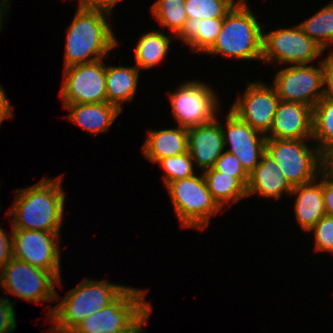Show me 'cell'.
Instances as JSON below:
<instances>
[{
  "label": "cell",
  "mask_w": 333,
  "mask_h": 333,
  "mask_svg": "<svg viewBox=\"0 0 333 333\" xmlns=\"http://www.w3.org/2000/svg\"><path fill=\"white\" fill-rule=\"evenodd\" d=\"M169 197L180 221V225L205 229L213 215L222 208L213 199L203 173L186 179L172 181L166 185Z\"/></svg>",
  "instance_id": "8992f818"
},
{
  "label": "cell",
  "mask_w": 333,
  "mask_h": 333,
  "mask_svg": "<svg viewBox=\"0 0 333 333\" xmlns=\"http://www.w3.org/2000/svg\"><path fill=\"white\" fill-rule=\"evenodd\" d=\"M6 96L4 88L0 86V125L5 119L13 117V108Z\"/></svg>",
  "instance_id": "74e56055"
},
{
  "label": "cell",
  "mask_w": 333,
  "mask_h": 333,
  "mask_svg": "<svg viewBox=\"0 0 333 333\" xmlns=\"http://www.w3.org/2000/svg\"><path fill=\"white\" fill-rule=\"evenodd\" d=\"M5 297L0 299V333H12L16 329L14 303Z\"/></svg>",
  "instance_id": "d6a6232c"
},
{
  "label": "cell",
  "mask_w": 333,
  "mask_h": 333,
  "mask_svg": "<svg viewBox=\"0 0 333 333\" xmlns=\"http://www.w3.org/2000/svg\"><path fill=\"white\" fill-rule=\"evenodd\" d=\"M308 139H266V153L279 165L292 188L316 180L324 171L323 155ZM315 147V148H314Z\"/></svg>",
  "instance_id": "52a82bcc"
},
{
  "label": "cell",
  "mask_w": 333,
  "mask_h": 333,
  "mask_svg": "<svg viewBox=\"0 0 333 333\" xmlns=\"http://www.w3.org/2000/svg\"><path fill=\"white\" fill-rule=\"evenodd\" d=\"M127 287L107 280L84 279L69 290L61 302L49 309L47 318L55 325L47 331L70 333L85 318L113 302Z\"/></svg>",
  "instance_id": "3957f363"
},
{
  "label": "cell",
  "mask_w": 333,
  "mask_h": 333,
  "mask_svg": "<svg viewBox=\"0 0 333 333\" xmlns=\"http://www.w3.org/2000/svg\"><path fill=\"white\" fill-rule=\"evenodd\" d=\"M226 117V128L221 125L224 147L230 145L226 151L236 155L249 174L261 162L262 155L266 152L267 138L233 112L229 111Z\"/></svg>",
  "instance_id": "9a60e30c"
},
{
  "label": "cell",
  "mask_w": 333,
  "mask_h": 333,
  "mask_svg": "<svg viewBox=\"0 0 333 333\" xmlns=\"http://www.w3.org/2000/svg\"><path fill=\"white\" fill-rule=\"evenodd\" d=\"M313 108L303 103L280 101L266 138L312 139Z\"/></svg>",
  "instance_id": "2e32d148"
},
{
  "label": "cell",
  "mask_w": 333,
  "mask_h": 333,
  "mask_svg": "<svg viewBox=\"0 0 333 333\" xmlns=\"http://www.w3.org/2000/svg\"><path fill=\"white\" fill-rule=\"evenodd\" d=\"M171 37L160 31L142 34L135 47L136 66L141 69L152 68L161 63L169 51Z\"/></svg>",
  "instance_id": "d4e9b609"
},
{
  "label": "cell",
  "mask_w": 333,
  "mask_h": 333,
  "mask_svg": "<svg viewBox=\"0 0 333 333\" xmlns=\"http://www.w3.org/2000/svg\"><path fill=\"white\" fill-rule=\"evenodd\" d=\"M1 2H0V32H1V30H2V22H3V20H2V18L7 14V8H8V1L9 0H0Z\"/></svg>",
  "instance_id": "ab89813d"
},
{
  "label": "cell",
  "mask_w": 333,
  "mask_h": 333,
  "mask_svg": "<svg viewBox=\"0 0 333 333\" xmlns=\"http://www.w3.org/2000/svg\"><path fill=\"white\" fill-rule=\"evenodd\" d=\"M119 1L121 0H79L78 7L102 10L111 14L112 9Z\"/></svg>",
  "instance_id": "8d00e7d4"
},
{
  "label": "cell",
  "mask_w": 333,
  "mask_h": 333,
  "mask_svg": "<svg viewBox=\"0 0 333 333\" xmlns=\"http://www.w3.org/2000/svg\"><path fill=\"white\" fill-rule=\"evenodd\" d=\"M292 187L287 182L276 161L266 152L261 162L249 173L247 196L254 195L280 199L282 194L290 195Z\"/></svg>",
  "instance_id": "ac0fdd59"
},
{
  "label": "cell",
  "mask_w": 333,
  "mask_h": 333,
  "mask_svg": "<svg viewBox=\"0 0 333 333\" xmlns=\"http://www.w3.org/2000/svg\"><path fill=\"white\" fill-rule=\"evenodd\" d=\"M222 23L223 18L188 19L176 38L182 39L192 51L206 53L215 43Z\"/></svg>",
  "instance_id": "603a6c76"
},
{
  "label": "cell",
  "mask_w": 333,
  "mask_h": 333,
  "mask_svg": "<svg viewBox=\"0 0 333 333\" xmlns=\"http://www.w3.org/2000/svg\"><path fill=\"white\" fill-rule=\"evenodd\" d=\"M323 85V98L333 101V54L324 59Z\"/></svg>",
  "instance_id": "d590c367"
},
{
  "label": "cell",
  "mask_w": 333,
  "mask_h": 333,
  "mask_svg": "<svg viewBox=\"0 0 333 333\" xmlns=\"http://www.w3.org/2000/svg\"><path fill=\"white\" fill-rule=\"evenodd\" d=\"M256 16L241 0L224 18L213 46L206 52L234 59L262 61L263 32Z\"/></svg>",
  "instance_id": "277c9868"
},
{
  "label": "cell",
  "mask_w": 333,
  "mask_h": 333,
  "mask_svg": "<svg viewBox=\"0 0 333 333\" xmlns=\"http://www.w3.org/2000/svg\"><path fill=\"white\" fill-rule=\"evenodd\" d=\"M108 18L106 11L77 7L66 31L64 68L102 59L118 45Z\"/></svg>",
  "instance_id": "7a4b0ae2"
},
{
  "label": "cell",
  "mask_w": 333,
  "mask_h": 333,
  "mask_svg": "<svg viewBox=\"0 0 333 333\" xmlns=\"http://www.w3.org/2000/svg\"><path fill=\"white\" fill-rule=\"evenodd\" d=\"M314 232L315 250L333 254V217L323 216L309 231Z\"/></svg>",
  "instance_id": "4dcf8cb0"
},
{
  "label": "cell",
  "mask_w": 333,
  "mask_h": 333,
  "mask_svg": "<svg viewBox=\"0 0 333 333\" xmlns=\"http://www.w3.org/2000/svg\"><path fill=\"white\" fill-rule=\"evenodd\" d=\"M241 0H185L188 19L224 18Z\"/></svg>",
  "instance_id": "f1b7e54d"
},
{
  "label": "cell",
  "mask_w": 333,
  "mask_h": 333,
  "mask_svg": "<svg viewBox=\"0 0 333 333\" xmlns=\"http://www.w3.org/2000/svg\"><path fill=\"white\" fill-rule=\"evenodd\" d=\"M0 273V287L20 299L31 302L59 300L55 284L58 280L50 271H45L29 263L12 258Z\"/></svg>",
  "instance_id": "ba28073f"
},
{
  "label": "cell",
  "mask_w": 333,
  "mask_h": 333,
  "mask_svg": "<svg viewBox=\"0 0 333 333\" xmlns=\"http://www.w3.org/2000/svg\"><path fill=\"white\" fill-rule=\"evenodd\" d=\"M213 168L216 171L237 178L245 187H247L249 174L242 167L236 155L225 150L216 160Z\"/></svg>",
  "instance_id": "1f68e13d"
},
{
  "label": "cell",
  "mask_w": 333,
  "mask_h": 333,
  "mask_svg": "<svg viewBox=\"0 0 333 333\" xmlns=\"http://www.w3.org/2000/svg\"><path fill=\"white\" fill-rule=\"evenodd\" d=\"M146 291L128 286L113 302L91 314L70 333L143 331L152 310Z\"/></svg>",
  "instance_id": "5b68a950"
},
{
  "label": "cell",
  "mask_w": 333,
  "mask_h": 333,
  "mask_svg": "<svg viewBox=\"0 0 333 333\" xmlns=\"http://www.w3.org/2000/svg\"><path fill=\"white\" fill-rule=\"evenodd\" d=\"M158 164L165 171L163 176L165 186L172 181L195 175L194 161L189 152L161 159Z\"/></svg>",
  "instance_id": "f546056e"
},
{
  "label": "cell",
  "mask_w": 333,
  "mask_h": 333,
  "mask_svg": "<svg viewBox=\"0 0 333 333\" xmlns=\"http://www.w3.org/2000/svg\"><path fill=\"white\" fill-rule=\"evenodd\" d=\"M13 232L9 236L0 227V270L13 258Z\"/></svg>",
  "instance_id": "836d02e7"
},
{
  "label": "cell",
  "mask_w": 333,
  "mask_h": 333,
  "mask_svg": "<svg viewBox=\"0 0 333 333\" xmlns=\"http://www.w3.org/2000/svg\"><path fill=\"white\" fill-rule=\"evenodd\" d=\"M61 176L43 178L38 183L15 190L11 211L12 229L60 232L63 223L65 193Z\"/></svg>",
  "instance_id": "6da1fadb"
},
{
  "label": "cell",
  "mask_w": 333,
  "mask_h": 333,
  "mask_svg": "<svg viewBox=\"0 0 333 333\" xmlns=\"http://www.w3.org/2000/svg\"><path fill=\"white\" fill-rule=\"evenodd\" d=\"M323 51L299 25L263 33L262 61L268 63L311 64Z\"/></svg>",
  "instance_id": "9c48e42d"
},
{
  "label": "cell",
  "mask_w": 333,
  "mask_h": 333,
  "mask_svg": "<svg viewBox=\"0 0 333 333\" xmlns=\"http://www.w3.org/2000/svg\"><path fill=\"white\" fill-rule=\"evenodd\" d=\"M320 176V177H319ZM316 180L292 189L290 195H296L294 212L301 229L310 231L326 215L322 194V173ZM316 181V182H315Z\"/></svg>",
  "instance_id": "d6986e66"
},
{
  "label": "cell",
  "mask_w": 333,
  "mask_h": 333,
  "mask_svg": "<svg viewBox=\"0 0 333 333\" xmlns=\"http://www.w3.org/2000/svg\"><path fill=\"white\" fill-rule=\"evenodd\" d=\"M279 102L274 86L259 81L251 82L241 98L237 97L230 111L266 136L270 132Z\"/></svg>",
  "instance_id": "5bb4252c"
},
{
  "label": "cell",
  "mask_w": 333,
  "mask_h": 333,
  "mask_svg": "<svg viewBox=\"0 0 333 333\" xmlns=\"http://www.w3.org/2000/svg\"><path fill=\"white\" fill-rule=\"evenodd\" d=\"M302 31L323 50L333 44V1L299 24Z\"/></svg>",
  "instance_id": "4316f807"
},
{
  "label": "cell",
  "mask_w": 333,
  "mask_h": 333,
  "mask_svg": "<svg viewBox=\"0 0 333 333\" xmlns=\"http://www.w3.org/2000/svg\"><path fill=\"white\" fill-rule=\"evenodd\" d=\"M188 152L202 171L213 168L226 149L221 123L213 120L187 129Z\"/></svg>",
  "instance_id": "e0dca14e"
},
{
  "label": "cell",
  "mask_w": 333,
  "mask_h": 333,
  "mask_svg": "<svg viewBox=\"0 0 333 333\" xmlns=\"http://www.w3.org/2000/svg\"><path fill=\"white\" fill-rule=\"evenodd\" d=\"M141 332H144V331H122V332H114V333H141ZM101 333H104V332H101ZM107 333V332H105ZM111 333V332H109Z\"/></svg>",
  "instance_id": "60d3db41"
},
{
  "label": "cell",
  "mask_w": 333,
  "mask_h": 333,
  "mask_svg": "<svg viewBox=\"0 0 333 333\" xmlns=\"http://www.w3.org/2000/svg\"><path fill=\"white\" fill-rule=\"evenodd\" d=\"M185 0H157L151 6L154 18L163 28L173 32L175 37L183 29L188 16L184 7Z\"/></svg>",
  "instance_id": "83f0119b"
},
{
  "label": "cell",
  "mask_w": 333,
  "mask_h": 333,
  "mask_svg": "<svg viewBox=\"0 0 333 333\" xmlns=\"http://www.w3.org/2000/svg\"><path fill=\"white\" fill-rule=\"evenodd\" d=\"M322 194L325 213L333 217V177L322 172Z\"/></svg>",
  "instance_id": "e575fe53"
},
{
  "label": "cell",
  "mask_w": 333,
  "mask_h": 333,
  "mask_svg": "<svg viewBox=\"0 0 333 333\" xmlns=\"http://www.w3.org/2000/svg\"><path fill=\"white\" fill-rule=\"evenodd\" d=\"M202 173L208 190L221 208L230 201L232 205L248 197L246 187L237 178L216 171L214 168L204 170Z\"/></svg>",
  "instance_id": "cb8c5ba5"
},
{
  "label": "cell",
  "mask_w": 333,
  "mask_h": 333,
  "mask_svg": "<svg viewBox=\"0 0 333 333\" xmlns=\"http://www.w3.org/2000/svg\"><path fill=\"white\" fill-rule=\"evenodd\" d=\"M139 68L127 66H105L107 103L122 110V103L131 101L138 86Z\"/></svg>",
  "instance_id": "7402d4cb"
},
{
  "label": "cell",
  "mask_w": 333,
  "mask_h": 333,
  "mask_svg": "<svg viewBox=\"0 0 333 333\" xmlns=\"http://www.w3.org/2000/svg\"><path fill=\"white\" fill-rule=\"evenodd\" d=\"M215 93L201 81L185 82L170 93L172 115L178 125L188 129L213 120L219 107Z\"/></svg>",
  "instance_id": "30bf717a"
},
{
  "label": "cell",
  "mask_w": 333,
  "mask_h": 333,
  "mask_svg": "<svg viewBox=\"0 0 333 333\" xmlns=\"http://www.w3.org/2000/svg\"><path fill=\"white\" fill-rule=\"evenodd\" d=\"M324 171L331 177H333V148L330 149L324 156Z\"/></svg>",
  "instance_id": "f35d334b"
},
{
  "label": "cell",
  "mask_w": 333,
  "mask_h": 333,
  "mask_svg": "<svg viewBox=\"0 0 333 333\" xmlns=\"http://www.w3.org/2000/svg\"><path fill=\"white\" fill-rule=\"evenodd\" d=\"M142 150L151 163L188 152L187 129L178 126L173 129L150 130Z\"/></svg>",
  "instance_id": "44dd1931"
},
{
  "label": "cell",
  "mask_w": 333,
  "mask_h": 333,
  "mask_svg": "<svg viewBox=\"0 0 333 333\" xmlns=\"http://www.w3.org/2000/svg\"><path fill=\"white\" fill-rule=\"evenodd\" d=\"M319 65H293L278 71L273 86L280 101L299 102L313 108L323 98L324 59Z\"/></svg>",
  "instance_id": "8fae6325"
},
{
  "label": "cell",
  "mask_w": 333,
  "mask_h": 333,
  "mask_svg": "<svg viewBox=\"0 0 333 333\" xmlns=\"http://www.w3.org/2000/svg\"><path fill=\"white\" fill-rule=\"evenodd\" d=\"M103 59L64 68L60 90L63 106L107 102Z\"/></svg>",
  "instance_id": "7c38bea8"
},
{
  "label": "cell",
  "mask_w": 333,
  "mask_h": 333,
  "mask_svg": "<svg viewBox=\"0 0 333 333\" xmlns=\"http://www.w3.org/2000/svg\"><path fill=\"white\" fill-rule=\"evenodd\" d=\"M68 120L74 122L89 134L104 133L123 111L117 106L107 103L68 104Z\"/></svg>",
  "instance_id": "ffe728a7"
},
{
  "label": "cell",
  "mask_w": 333,
  "mask_h": 333,
  "mask_svg": "<svg viewBox=\"0 0 333 333\" xmlns=\"http://www.w3.org/2000/svg\"><path fill=\"white\" fill-rule=\"evenodd\" d=\"M312 140L323 156L333 148V101L322 98L313 107Z\"/></svg>",
  "instance_id": "484cf974"
},
{
  "label": "cell",
  "mask_w": 333,
  "mask_h": 333,
  "mask_svg": "<svg viewBox=\"0 0 333 333\" xmlns=\"http://www.w3.org/2000/svg\"><path fill=\"white\" fill-rule=\"evenodd\" d=\"M13 258L50 271L61 279L60 232L12 229Z\"/></svg>",
  "instance_id": "4fadbf2b"
}]
</instances>
